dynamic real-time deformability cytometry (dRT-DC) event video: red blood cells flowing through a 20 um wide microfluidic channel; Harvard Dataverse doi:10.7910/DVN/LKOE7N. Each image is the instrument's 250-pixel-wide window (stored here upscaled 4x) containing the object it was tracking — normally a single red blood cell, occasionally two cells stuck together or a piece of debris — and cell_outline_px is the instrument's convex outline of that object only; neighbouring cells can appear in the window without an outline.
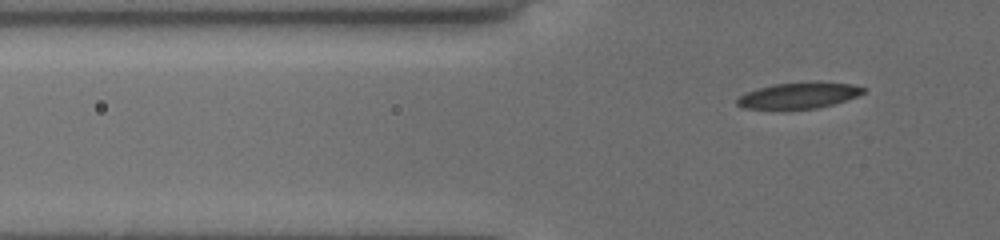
{"species": "common noctule bat (a hibernating species)", "species_latin": "Nyctalus noctula", "temperature_condition": "cold", "stored_images_in_passage": 44, "camera_frame_rate_fps": 3000, "um_per_image_px": 0.085, "animal": {"sex": "female", "body_mass_g": 19.5, "forearm_length_mm": 54.1}, "frame": {"image": 1, "passage_image": 11, "time_ms": 3.333, "image_size_px": [1000, 240], "cell_outline_px": [[868, 88], [864, 92], [856, 96], [832, 104], [816, 108], [744, 108], [736, 104], [736, 100], [740, 96], [756, 88], [772, 84], [816, 80], [820, 80], [852, 84]], "centroid_in_image_um": [67.94, 8.06], "position_along_channel_um": 57.9, "area_um2": 19.25}}
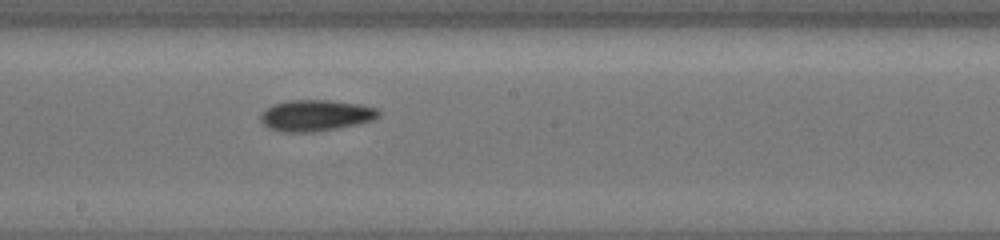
{"frame": {"image": 2, "passage_image": 25, "time_ms": 8.0, "image_size_px": [1000, 240], "cell_outline_px": [[380, 116], [372, 120], [360, 124], [312, 132], [280, 132], [268, 128], [260, 120], [260, 116], [272, 104], [288, 100], [328, 100], [360, 104], [376, 108], [380, 112]], "centroid_in_image_um": [26.84, 9.81], "position_along_channel_um": 221.4, "area_um2": 21.5}}
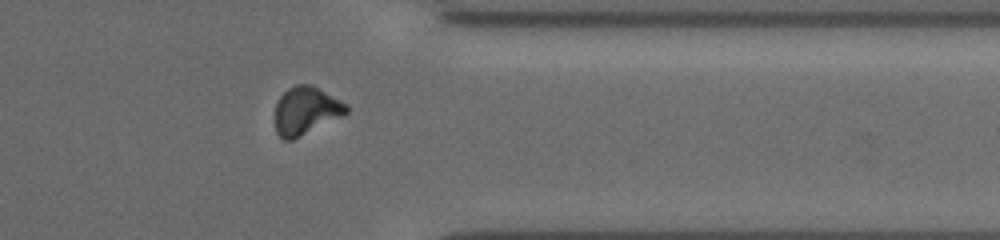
{"frame": {"image": 3, "passage_image": 38, "time_ms": 12.333, "image_size_px": [1000, 240], "cell_outline_px": [[348, 112], [344, 116], [292, 140], [284, 140], [276, 132], [276, 100], [288, 88], [296, 84], [312, 84], [348, 104]], "centroid_in_image_um": [26.02, 9.4], "position_along_channel_um": 385.4, "area_um2": 20.06}}